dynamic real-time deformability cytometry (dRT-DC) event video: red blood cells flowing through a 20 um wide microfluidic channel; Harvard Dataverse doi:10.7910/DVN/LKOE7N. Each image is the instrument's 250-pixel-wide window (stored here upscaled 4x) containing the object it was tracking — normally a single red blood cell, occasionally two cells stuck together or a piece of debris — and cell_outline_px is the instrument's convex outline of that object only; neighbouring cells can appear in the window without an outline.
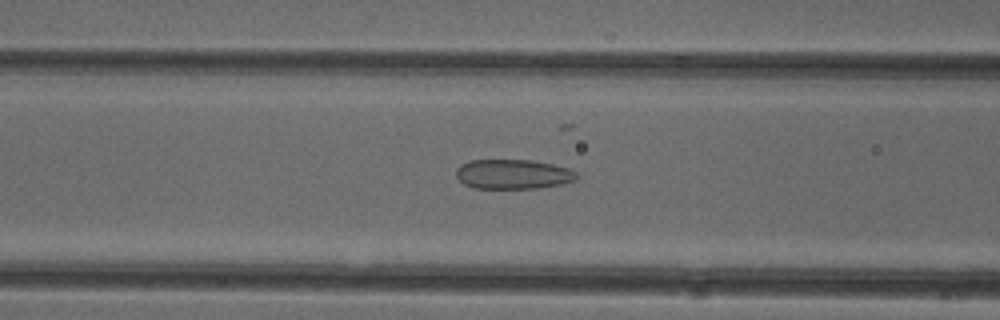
{"species": "common noctule bat (a hibernating species)", "species_latin": "Nyctalus noctula", "temperature_condition": "cold", "stored_images_in_passage": 51, "camera_frame_rate_fps": 3000, "um_per_image_px": 0.085, "animal": {"sex": "female"}, "frame": {"image": 1, "passage_image": 20, "time_ms": 6.333, "image_size_px": [1000, 320], "cell_outline_px": [[580, 176], [576, 180], [564, 184], [540, 188], [476, 188], [464, 184], [456, 176], [456, 168], [460, 164], [472, 160], [532, 160], [552, 164], [568, 168], [576, 172]], "centroid_in_image_um": [43.64, 14.81], "position_along_channel_um": 123.0, "area_um2": 20.98}}
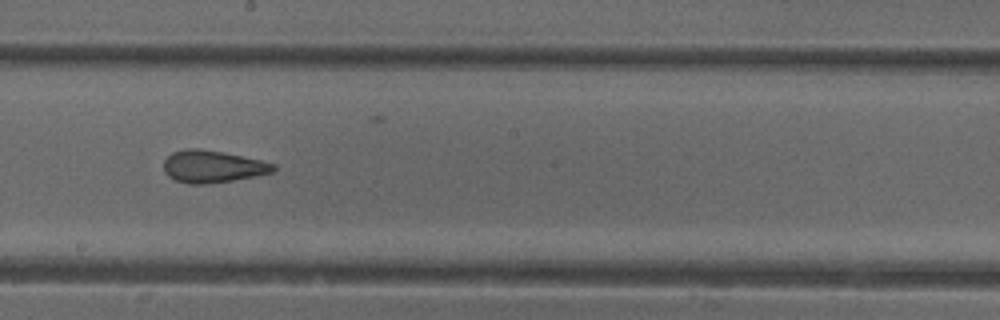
{"frame": {"image": 2, "passage_image": 28, "time_ms": 9.0, "image_size_px": [1000, 320], "cell_outline_px": [[276, 168], [272, 172], [232, 180], [204, 184], [188, 184], [176, 180], [168, 176], [164, 172], [164, 160], [172, 152], [188, 148], [200, 148], [224, 152], [260, 160], [276, 164]], "centroid_in_image_um": [18.04, 14.14], "position_along_channel_um": 230.2, "area_um2": 20.46}}
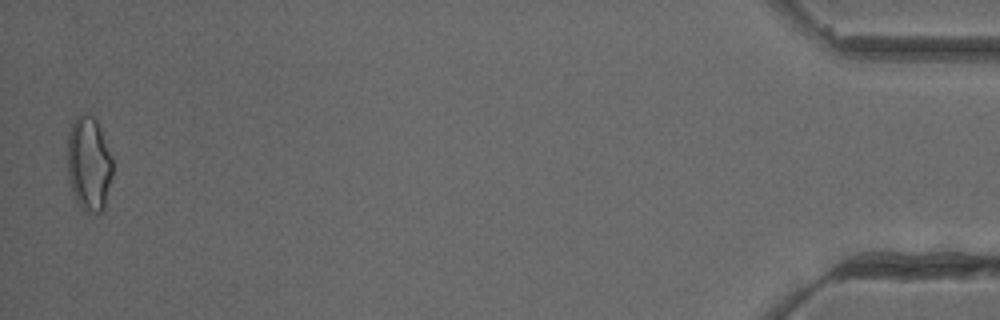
{"frame": {"image": 3, "passage_image": 50, "time_ms": 16.333, "image_size_px": [1000, 320], "cell_outline_px": [[112, 176], [104, 212], [88, 216], [80, 208], [76, 200], [68, 176], [68, 136], [72, 124], [76, 116], [80, 112], [92, 116], [96, 120], [112, 156]], "centroid_in_image_um": [7.57, 13.99], "position_along_channel_um": 427.6, "area_um2": 25.2}, "authors_computed_cell_mechanics": {"area_um2": 21.7906, "velocity_mm_per_s": 4.0044, "shape_relaxation_time_tau1_ms": null, "shape_relaxation_time_tau2_ms": 1.4488, "deformation_change_tau1": null, "deformation_change_tau2": 0.097}}